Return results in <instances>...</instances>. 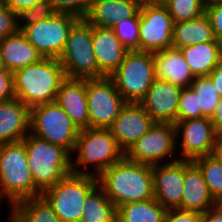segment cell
Returning a JSON list of instances; mask_svg holds the SVG:
<instances>
[{
    "label": "cell",
    "instance_id": "obj_1",
    "mask_svg": "<svg viewBox=\"0 0 222 222\" xmlns=\"http://www.w3.org/2000/svg\"><path fill=\"white\" fill-rule=\"evenodd\" d=\"M97 178L98 185L116 207L154 198L152 165L133 162L124 156Z\"/></svg>",
    "mask_w": 222,
    "mask_h": 222
},
{
    "label": "cell",
    "instance_id": "obj_2",
    "mask_svg": "<svg viewBox=\"0 0 222 222\" xmlns=\"http://www.w3.org/2000/svg\"><path fill=\"white\" fill-rule=\"evenodd\" d=\"M65 78L59 59L42 58L13 73L15 98L29 108L53 102Z\"/></svg>",
    "mask_w": 222,
    "mask_h": 222
},
{
    "label": "cell",
    "instance_id": "obj_3",
    "mask_svg": "<svg viewBox=\"0 0 222 222\" xmlns=\"http://www.w3.org/2000/svg\"><path fill=\"white\" fill-rule=\"evenodd\" d=\"M74 151L77 154L72 157V173L95 177L125 156L111 130L104 128L81 129ZM88 166H93V172L88 171Z\"/></svg>",
    "mask_w": 222,
    "mask_h": 222
},
{
    "label": "cell",
    "instance_id": "obj_4",
    "mask_svg": "<svg viewBox=\"0 0 222 222\" xmlns=\"http://www.w3.org/2000/svg\"><path fill=\"white\" fill-rule=\"evenodd\" d=\"M22 142L26 148L28 167L35 187L41 193L72 173L73 155L67 149L31 133Z\"/></svg>",
    "mask_w": 222,
    "mask_h": 222
},
{
    "label": "cell",
    "instance_id": "obj_5",
    "mask_svg": "<svg viewBox=\"0 0 222 222\" xmlns=\"http://www.w3.org/2000/svg\"><path fill=\"white\" fill-rule=\"evenodd\" d=\"M28 167L27 153L22 141L0 145V202L12 207L17 202L40 196Z\"/></svg>",
    "mask_w": 222,
    "mask_h": 222
},
{
    "label": "cell",
    "instance_id": "obj_6",
    "mask_svg": "<svg viewBox=\"0 0 222 222\" xmlns=\"http://www.w3.org/2000/svg\"><path fill=\"white\" fill-rule=\"evenodd\" d=\"M127 103H140L155 81L153 53L132 50L109 76Z\"/></svg>",
    "mask_w": 222,
    "mask_h": 222
},
{
    "label": "cell",
    "instance_id": "obj_7",
    "mask_svg": "<svg viewBox=\"0 0 222 222\" xmlns=\"http://www.w3.org/2000/svg\"><path fill=\"white\" fill-rule=\"evenodd\" d=\"M97 185L98 178L95 176L71 173L41 195L61 222H79L86 197Z\"/></svg>",
    "mask_w": 222,
    "mask_h": 222
},
{
    "label": "cell",
    "instance_id": "obj_8",
    "mask_svg": "<svg viewBox=\"0 0 222 222\" xmlns=\"http://www.w3.org/2000/svg\"><path fill=\"white\" fill-rule=\"evenodd\" d=\"M93 25L80 18L70 29L66 46L59 57L65 77L99 78V68L92 45Z\"/></svg>",
    "mask_w": 222,
    "mask_h": 222
},
{
    "label": "cell",
    "instance_id": "obj_9",
    "mask_svg": "<svg viewBox=\"0 0 222 222\" xmlns=\"http://www.w3.org/2000/svg\"><path fill=\"white\" fill-rule=\"evenodd\" d=\"M79 131L56 101L30 108V133L62 146L71 154L74 152Z\"/></svg>",
    "mask_w": 222,
    "mask_h": 222
},
{
    "label": "cell",
    "instance_id": "obj_10",
    "mask_svg": "<svg viewBox=\"0 0 222 222\" xmlns=\"http://www.w3.org/2000/svg\"><path fill=\"white\" fill-rule=\"evenodd\" d=\"M80 18L69 13H55L51 17L24 27L21 31L43 58L59 59L66 46L72 26Z\"/></svg>",
    "mask_w": 222,
    "mask_h": 222
},
{
    "label": "cell",
    "instance_id": "obj_11",
    "mask_svg": "<svg viewBox=\"0 0 222 222\" xmlns=\"http://www.w3.org/2000/svg\"><path fill=\"white\" fill-rule=\"evenodd\" d=\"M176 141L173 123L154 122L149 131L128 148L125 157L130 161L152 166L162 164L164 160L166 163L170 158L177 160V157H173L177 151Z\"/></svg>",
    "mask_w": 222,
    "mask_h": 222
},
{
    "label": "cell",
    "instance_id": "obj_12",
    "mask_svg": "<svg viewBox=\"0 0 222 222\" xmlns=\"http://www.w3.org/2000/svg\"><path fill=\"white\" fill-rule=\"evenodd\" d=\"M89 128L109 129L127 103L110 77L86 79Z\"/></svg>",
    "mask_w": 222,
    "mask_h": 222
},
{
    "label": "cell",
    "instance_id": "obj_13",
    "mask_svg": "<svg viewBox=\"0 0 222 222\" xmlns=\"http://www.w3.org/2000/svg\"><path fill=\"white\" fill-rule=\"evenodd\" d=\"M174 21L165 5L142 2L139 10V51L158 52L173 45Z\"/></svg>",
    "mask_w": 222,
    "mask_h": 222
},
{
    "label": "cell",
    "instance_id": "obj_14",
    "mask_svg": "<svg viewBox=\"0 0 222 222\" xmlns=\"http://www.w3.org/2000/svg\"><path fill=\"white\" fill-rule=\"evenodd\" d=\"M174 125L176 139L180 137L176 145L181 143L178 159L193 161L215 153L221 134L214 128L209 117L182 120Z\"/></svg>",
    "mask_w": 222,
    "mask_h": 222
},
{
    "label": "cell",
    "instance_id": "obj_15",
    "mask_svg": "<svg viewBox=\"0 0 222 222\" xmlns=\"http://www.w3.org/2000/svg\"><path fill=\"white\" fill-rule=\"evenodd\" d=\"M154 199L165 209H177L183 197L184 160L152 166Z\"/></svg>",
    "mask_w": 222,
    "mask_h": 222
},
{
    "label": "cell",
    "instance_id": "obj_16",
    "mask_svg": "<svg viewBox=\"0 0 222 222\" xmlns=\"http://www.w3.org/2000/svg\"><path fill=\"white\" fill-rule=\"evenodd\" d=\"M154 124L140 103H126L109 128L118 144L126 152Z\"/></svg>",
    "mask_w": 222,
    "mask_h": 222
},
{
    "label": "cell",
    "instance_id": "obj_17",
    "mask_svg": "<svg viewBox=\"0 0 222 222\" xmlns=\"http://www.w3.org/2000/svg\"><path fill=\"white\" fill-rule=\"evenodd\" d=\"M181 90L179 86L156 78L140 104L154 122L174 124Z\"/></svg>",
    "mask_w": 222,
    "mask_h": 222
},
{
    "label": "cell",
    "instance_id": "obj_18",
    "mask_svg": "<svg viewBox=\"0 0 222 222\" xmlns=\"http://www.w3.org/2000/svg\"><path fill=\"white\" fill-rule=\"evenodd\" d=\"M92 45L99 68V78L112 75L129 51L117 38L112 28H92Z\"/></svg>",
    "mask_w": 222,
    "mask_h": 222
},
{
    "label": "cell",
    "instance_id": "obj_19",
    "mask_svg": "<svg viewBox=\"0 0 222 222\" xmlns=\"http://www.w3.org/2000/svg\"><path fill=\"white\" fill-rule=\"evenodd\" d=\"M55 101L79 130L89 128L86 79L66 77L59 86Z\"/></svg>",
    "mask_w": 222,
    "mask_h": 222
},
{
    "label": "cell",
    "instance_id": "obj_20",
    "mask_svg": "<svg viewBox=\"0 0 222 222\" xmlns=\"http://www.w3.org/2000/svg\"><path fill=\"white\" fill-rule=\"evenodd\" d=\"M183 197L177 209L205 213L217 204L211 196L200 169L184 160Z\"/></svg>",
    "mask_w": 222,
    "mask_h": 222
},
{
    "label": "cell",
    "instance_id": "obj_21",
    "mask_svg": "<svg viewBox=\"0 0 222 222\" xmlns=\"http://www.w3.org/2000/svg\"><path fill=\"white\" fill-rule=\"evenodd\" d=\"M30 133V108L18 98L0 102V145L20 142Z\"/></svg>",
    "mask_w": 222,
    "mask_h": 222
},
{
    "label": "cell",
    "instance_id": "obj_22",
    "mask_svg": "<svg viewBox=\"0 0 222 222\" xmlns=\"http://www.w3.org/2000/svg\"><path fill=\"white\" fill-rule=\"evenodd\" d=\"M155 77L185 88L195 79L181 50L175 47L153 52Z\"/></svg>",
    "mask_w": 222,
    "mask_h": 222
},
{
    "label": "cell",
    "instance_id": "obj_23",
    "mask_svg": "<svg viewBox=\"0 0 222 222\" xmlns=\"http://www.w3.org/2000/svg\"><path fill=\"white\" fill-rule=\"evenodd\" d=\"M142 0H92L84 19L93 26L112 28L119 20L135 17Z\"/></svg>",
    "mask_w": 222,
    "mask_h": 222
},
{
    "label": "cell",
    "instance_id": "obj_24",
    "mask_svg": "<svg viewBox=\"0 0 222 222\" xmlns=\"http://www.w3.org/2000/svg\"><path fill=\"white\" fill-rule=\"evenodd\" d=\"M0 50L6 69L12 73L43 58L21 30L1 39Z\"/></svg>",
    "mask_w": 222,
    "mask_h": 222
},
{
    "label": "cell",
    "instance_id": "obj_25",
    "mask_svg": "<svg viewBox=\"0 0 222 222\" xmlns=\"http://www.w3.org/2000/svg\"><path fill=\"white\" fill-rule=\"evenodd\" d=\"M180 50L195 77L208 76L222 61L220 42L197 43Z\"/></svg>",
    "mask_w": 222,
    "mask_h": 222
},
{
    "label": "cell",
    "instance_id": "obj_26",
    "mask_svg": "<svg viewBox=\"0 0 222 222\" xmlns=\"http://www.w3.org/2000/svg\"><path fill=\"white\" fill-rule=\"evenodd\" d=\"M205 42H218L205 13L190 21L174 23L172 47L180 49Z\"/></svg>",
    "mask_w": 222,
    "mask_h": 222
},
{
    "label": "cell",
    "instance_id": "obj_27",
    "mask_svg": "<svg viewBox=\"0 0 222 222\" xmlns=\"http://www.w3.org/2000/svg\"><path fill=\"white\" fill-rule=\"evenodd\" d=\"M10 208V222H61L42 195L21 200Z\"/></svg>",
    "mask_w": 222,
    "mask_h": 222
},
{
    "label": "cell",
    "instance_id": "obj_28",
    "mask_svg": "<svg viewBox=\"0 0 222 222\" xmlns=\"http://www.w3.org/2000/svg\"><path fill=\"white\" fill-rule=\"evenodd\" d=\"M79 222H117V207L97 185L86 197Z\"/></svg>",
    "mask_w": 222,
    "mask_h": 222
},
{
    "label": "cell",
    "instance_id": "obj_29",
    "mask_svg": "<svg viewBox=\"0 0 222 222\" xmlns=\"http://www.w3.org/2000/svg\"><path fill=\"white\" fill-rule=\"evenodd\" d=\"M166 212L154 198L131 202L117 207V222H163Z\"/></svg>",
    "mask_w": 222,
    "mask_h": 222
},
{
    "label": "cell",
    "instance_id": "obj_30",
    "mask_svg": "<svg viewBox=\"0 0 222 222\" xmlns=\"http://www.w3.org/2000/svg\"><path fill=\"white\" fill-rule=\"evenodd\" d=\"M202 172L211 196L216 202L222 198V161L216 153L192 161Z\"/></svg>",
    "mask_w": 222,
    "mask_h": 222
},
{
    "label": "cell",
    "instance_id": "obj_31",
    "mask_svg": "<svg viewBox=\"0 0 222 222\" xmlns=\"http://www.w3.org/2000/svg\"><path fill=\"white\" fill-rule=\"evenodd\" d=\"M190 87L197 94L198 109L205 117H211L220 102V95L209 76H197Z\"/></svg>",
    "mask_w": 222,
    "mask_h": 222
},
{
    "label": "cell",
    "instance_id": "obj_32",
    "mask_svg": "<svg viewBox=\"0 0 222 222\" xmlns=\"http://www.w3.org/2000/svg\"><path fill=\"white\" fill-rule=\"evenodd\" d=\"M174 23L190 21L205 13L204 0H169L164 4Z\"/></svg>",
    "mask_w": 222,
    "mask_h": 222
},
{
    "label": "cell",
    "instance_id": "obj_33",
    "mask_svg": "<svg viewBox=\"0 0 222 222\" xmlns=\"http://www.w3.org/2000/svg\"><path fill=\"white\" fill-rule=\"evenodd\" d=\"M112 29L129 51H139V13L135 17L119 20Z\"/></svg>",
    "mask_w": 222,
    "mask_h": 222
},
{
    "label": "cell",
    "instance_id": "obj_34",
    "mask_svg": "<svg viewBox=\"0 0 222 222\" xmlns=\"http://www.w3.org/2000/svg\"><path fill=\"white\" fill-rule=\"evenodd\" d=\"M55 13L49 0L35 4L30 8H23L17 12V29L22 30L24 27L45 20Z\"/></svg>",
    "mask_w": 222,
    "mask_h": 222
},
{
    "label": "cell",
    "instance_id": "obj_35",
    "mask_svg": "<svg viewBox=\"0 0 222 222\" xmlns=\"http://www.w3.org/2000/svg\"><path fill=\"white\" fill-rule=\"evenodd\" d=\"M205 117L198 109L197 94L188 86L182 88L179 95L177 122Z\"/></svg>",
    "mask_w": 222,
    "mask_h": 222
},
{
    "label": "cell",
    "instance_id": "obj_36",
    "mask_svg": "<svg viewBox=\"0 0 222 222\" xmlns=\"http://www.w3.org/2000/svg\"><path fill=\"white\" fill-rule=\"evenodd\" d=\"M57 13H69L84 18L92 0H49Z\"/></svg>",
    "mask_w": 222,
    "mask_h": 222
},
{
    "label": "cell",
    "instance_id": "obj_37",
    "mask_svg": "<svg viewBox=\"0 0 222 222\" xmlns=\"http://www.w3.org/2000/svg\"><path fill=\"white\" fill-rule=\"evenodd\" d=\"M17 30V12L6 5H0V40Z\"/></svg>",
    "mask_w": 222,
    "mask_h": 222
},
{
    "label": "cell",
    "instance_id": "obj_38",
    "mask_svg": "<svg viewBox=\"0 0 222 222\" xmlns=\"http://www.w3.org/2000/svg\"><path fill=\"white\" fill-rule=\"evenodd\" d=\"M205 14L209 18L216 40L220 42L222 40V2L206 5Z\"/></svg>",
    "mask_w": 222,
    "mask_h": 222
},
{
    "label": "cell",
    "instance_id": "obj_39",
    "mask_svg": "<svg viewBox=\"0 0 222 222\" xmlns=\"http://www.w3.org/2000/svg\"><path fill=\"white\" fill-rule=\"evenodd\" d=\"M201 216L199 212L168 209L163 222H200Z\"/></svg>",
    "mask_w": 222,
    "mask_h": 222
},
{
    "label": "cell",
    "instance_id": "obj_40",
    "mask_svg": "<svg viewBox=\"0 0 222 222\" xmlns=\"http://www.w3.org/2000/svg\"><path fill=\"white\" fill-rule=\"evenodd\" d=\"M15 98L13 73L7 69L0 70V102Z\"/></svg>",
    "mask_w": 222,
    "mask_h": 222
},
{
    "label": "cell",
    "instance_id": "obj_41",
    "mask_svg": "<svg viewBox=\"0 0 222 222\" xmlns=\"http://www.w3.org/2000/svg\"><path fill=\"white\" fill-rule=\"evenodd\" d=\"M44 1L46 0H7L6 6L11 10L18 12L23 8H30L35 4H39Z\"/></svg>",
    "mask_w": 222,
    "mask_h": 222
},
{
    "label": "cell",
    "instance_id": "obj_42",
    "mask_svg": "<svg viewBox=\"0 0 222 222\" xmlns=\"http://www.w3.org/2000/svg\"><path fill=\"white\" fill-rule=\"evenodd\" d=\"M200 222H222V208L216 204L202 214Z\"/></svg>",
    "mask_w": 222,
    "mask_h": 222
},
{
    "label": "cell",
    "instance_id": "obj_43",
    "mask_svg": "<svg viewBox=\"0 0 222 222\" xmlns=\"http://www.w3.org/2000/svg\"><path fill=\"white\" fill-rule=\"evenodd\" d=\"M222 98V61L208 75Z\"/></svg>",
    "mask_w": 222,
    "mask_h": 222
},
{
    "label": "cell",
    "instance_id": "obj_44",
    "mask_svg": "<svg viewBox=\"0 0 222 222\" xmlns=\"http://www.w3.org/2000/svg\"><path fill=\"white\" fill-rule=\"evenodd\" d=\"M214 128L222 135V98L219 104L215 107L213 114L210 117Z\"/></svg>",
    "mask_w": 222,
    "mask_h": 222
},
{
    "label": "cell",
    "instance_id": "obj_45",
    "mask_svg": "<svg viewBox=\"0 0 222 222\" xmlns=\"http://www.w3.org/2000/svg\"><path fill=\"white\" fill-rule=\"evenodd\" d=\"M215 153L217 154V156L221 159L222 161V135L219 138L218 142H217V146H216V151Z\"/></svg>",
    "mask_w": 222,
    "mask_h": 222
},
{
    "label": "cell",
    "instance_id": "obj_46",
    "mask_svg": "<svg viewBox=\"0 0 222 222\" xmlns=\"http://www.w3.org/2000/svg\"><path fill=\"white\" fill-rule=\"evenodd\" d=\"M143 2H148V3H152V4H162L164 5L165 3H167L169 0H142Z\"/></svg>",
    "mask_w": 222,
    "mask_h": 222
},
{
    "label": "cell",
    "instance_id": "obj_47",
    "mask_svg": "<svg viewBox=\"0 0 222 222\" xmlns=\"http://www.w3.org/2000/svg\"><path fill=\"white\" fill-rule=\"evenodd\" d=\"M4 69H6V67H5L3 57H2V53H1V50H0V70H4Z\"/></svg>",
    "mask_w": 222,
    "mask_h": 222
},
{
    "label": "cell",
    "instance_id": "obj_48",
    "mask_svg": "<svg viewBox=\"0 0 222 222\" xmlns=\"http://www.w3.org/2000/svg\"><path fill=\"white\" fill-rule=\"evenodd\" d=\"M206 5H210L213 3H218V2H222V0H204Z\"/></svg>",
    "mask_w": 222,
    "mask_h": 222
},
{
    "label": "cell",
    "instance_id": "obj_49",
    "mask_svg": "<svg viewBox=\"0 0 222 222\" xmlns=\"http://www.w3.org/2000/svg\"><path fill=\"white\" fill-rule=\"evenodd\" d=\"M217 205L222 208V198L217 202Z\"/></svg>",
    "mask_w": 222,
    "mask_h": 222
},
{
    "label": "cell",
    "instance_id": "obj_50",
    "mask_svg": "<svg viewBox=\"0 0 222 222\" xmlns=\"http://www.w3.org/2000/svg\"><path fill=\"white\" fill-rule=\"evenodd\" d=\"M7 0H0V5H6Z\"/></svg>",
    "mask_w": 222,
    "mask_h": 222
}]
</instances>
